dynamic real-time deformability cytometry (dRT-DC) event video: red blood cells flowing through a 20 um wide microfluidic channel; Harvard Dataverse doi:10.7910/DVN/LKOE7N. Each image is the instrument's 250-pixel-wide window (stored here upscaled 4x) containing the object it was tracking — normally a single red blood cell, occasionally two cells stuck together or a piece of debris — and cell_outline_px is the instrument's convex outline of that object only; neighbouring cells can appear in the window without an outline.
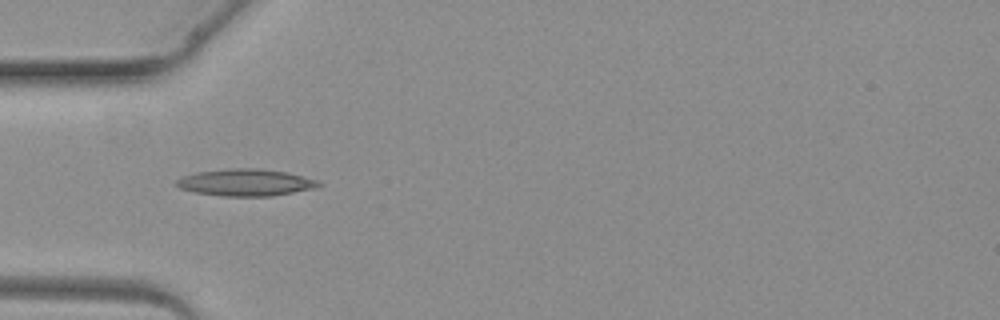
{"species": "common noctule bat (a hibernating species)", "species_latin": "Nyctalus noctula", "temperature_condition": "warm", "stored_images_in_passage": 1, "camera_frame_rate_fps": 3000, "um_per_image_px": 0.085, "animal": {"sex": "female", "body_mass_g": 19.3, "forearm_length_mm": 54.1}, "frame": {"image": 1, "passage_image": 1, "time_ms": 0.0, "image_size_px": [1000, 320], "cell_outline_px": [[324, 184], [316, 188], [272, 196], [224, 196], [196, 192], [180, 188], [176, 184], [176, 180], [184, 176], [196, 172], [228, 168], [260, 168], [288, 172], [316, 180]], "centroid_in_image_um": [20.92, 15.5], "position_along_channel_um": 64.1, "area_um2": 22.31}}